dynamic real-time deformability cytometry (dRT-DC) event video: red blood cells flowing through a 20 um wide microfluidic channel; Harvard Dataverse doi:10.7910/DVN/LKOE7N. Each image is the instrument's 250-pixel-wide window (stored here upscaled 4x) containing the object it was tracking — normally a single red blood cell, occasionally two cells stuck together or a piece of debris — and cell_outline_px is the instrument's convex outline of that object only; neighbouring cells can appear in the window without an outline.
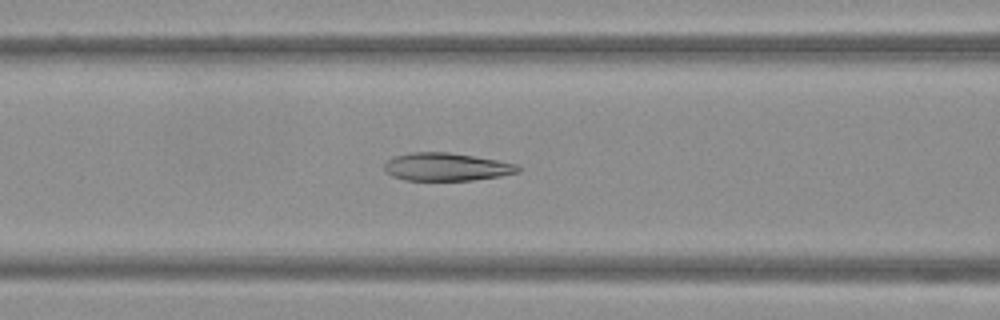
{"species": "Egyptian fruit bat (a non-hibernating species)", "species_latin": "Rousettus aegyptiacus", "temperature_condition": "warm", "stored_images_in_passage": 36, "camera_frame_rate_fps": 3000, "um_per_image_px": 0.085, "frame": {"image": 1, "passage_image": 7, "time_ms": 2.0, "image_size_px": [1000, 320], "cell_outline_px": [[520, 172], [500, 176], [472, 180], [404, 180], [392, 176], [384, 172], [384, 164], [392, 156], [412, 152], [448, 152], [496, 160], [516, 164], [520, 168]], "centroid_in_image_um": [37.9, 14.18], "position_along_channel_um": 128.7, "area_um2": 21.73}}
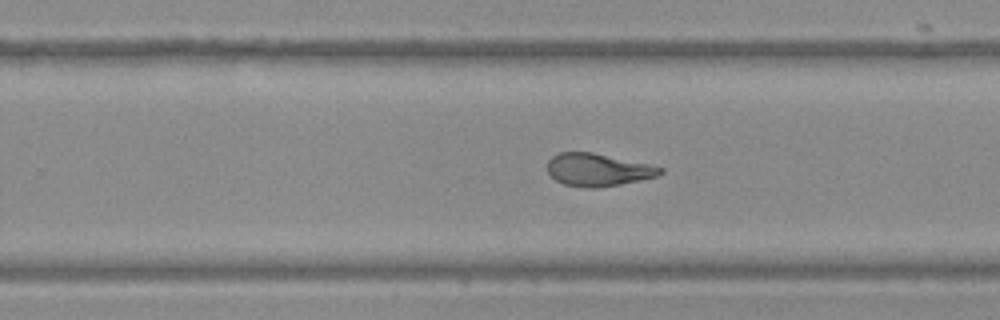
{"frame": {"image": 2, "passage_image": 18, "time_ms": 5.667, "image_size_px": [1000, 320], "cell_outline_px": [[664, 172], [656, 176], [640, 180], [620, 184], [596, 188], [588, 188], [564, 184], [556, 180], [548, 172], [548, 160], [552, 156], [560, 152], [592, 152], [648, 164], [664, 168]], "centroid_in_image_um": [50.82, 14.43], "position_along_channel_um": 279.0, "area_um2": 21.27}}
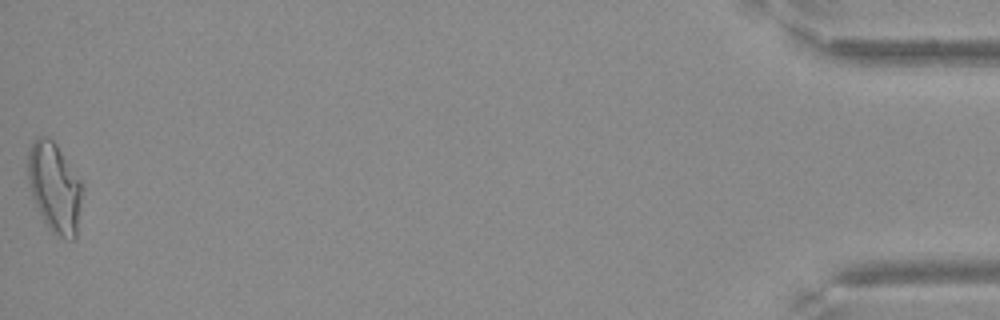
{"frame": {"image": 3, "passage_image": 36, "time_ms": 11.667, "image_size_px": [1000, 320], "cell_outline_px": [[84, 188], [76, 240], [64, 240], [56, 236], [52, 232], [44, 220], [32, 196], [28, 180], [28, 152], [36, 136], [48, 136], [56, 144], [84, 184]], "centroid_in_image_um": [4.68, 15.97], "position_along_channel_um": 430.5, "area_um2": 28.84}}